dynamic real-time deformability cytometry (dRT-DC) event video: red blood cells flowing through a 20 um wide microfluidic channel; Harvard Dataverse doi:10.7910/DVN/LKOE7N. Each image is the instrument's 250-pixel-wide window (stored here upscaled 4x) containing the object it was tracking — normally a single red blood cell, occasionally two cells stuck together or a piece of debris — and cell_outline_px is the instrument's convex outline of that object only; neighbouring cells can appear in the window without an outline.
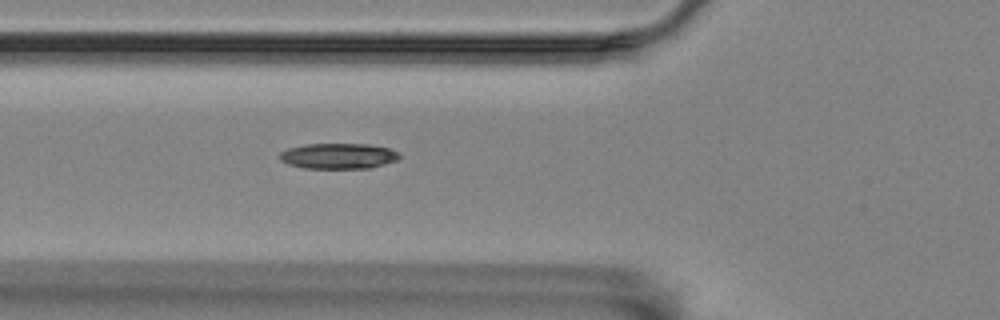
{"species": "Egyptian fruit bat (a non-hibernating species)", "species_latin": "Rousettus aegyptiacus", "temperature_condition": "room temperature", "stored_images_in_passage": 3, "camera_frame_rate_fps": 3000, "um_per_image_px": 0.085, "animal": {"sex": "female"}, "frame": {"image": 1, "passage_image": 3, "time_ms": 0.667, "image_size_px": [1000, 320], "cell_outline_px": [[400, 156], [396, 160], [384, 164], [368, 168], [304, 168], [288, 164], [280, 160], [280, 152], [288, 148], [308, 144], [368, 144], [388, 148], [400, 152]], "centroid_in_image_um": [28.76, 13.26], "position_along_channel_um": 97.0, "area_um2": 17.74}}